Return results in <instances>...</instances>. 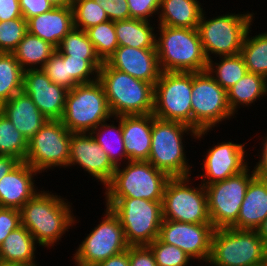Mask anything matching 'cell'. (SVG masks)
I'll return each mask as SVG.
<instances>
[{"label": "cell", "mask_w": 267, "mask_h": 266, "mask_svg": "<svg viewBox=\"0 0 267 266\" xmlns=\"http://www.w3.org/2000/svg\"><path fill=\"white\" fill-rule=\"evenodd\" d=\"M56 194L41 188L20 209L21 225L32 234L42 249L59 245L63 235L79 223L73 213L72 203Z\"/></svg>", "instance_id": "obj_1"}, {"label": "cell", "mask_w": 267, "mask_h": 266, "mask_svg": "<svg viewBox=\"0 0 267 266\" xmlns=\"http://www.w3.org/2000/svg\"><path fill=\"white\" fill-rule=\"evenodd\" d=\"M192 72H161L154 85L153 115L192 127Z\"/></svg>", "instance_id": "obj_13"}, {"label": "cell", "mask_w": 267, "mask_h": 266, "mask_svg": "<svg viewBox=\"0 0 267 266\" xmlns=\"http://www.w3.org/2000/svg\"><path fill=\"white\" fill-rule=\"evenodd\" d=\"M79 166L89 176L106 186L112 179L116 167L107 153L90 133H72L68 167Z\"/></svg>", "instance_id": "obj_18"}, {"label": "cell", "mask_w": 267, "mask_h": 266, "mask_svg": "<svg viewBox=\"0 0 267 266\" xmlns=\"http://www.w3.org/2000/svg\"><path fill=\"white\" fill-rule=\"evenodd\" d=\"M209 132L211 133V131L197 132L184 123L161 120L152 114L151 149L148 162L170 177L191 176L193 165L188 163L184 137L191 135V138L200 140L204 139L203 137Z\"/></svg>", "instance_id": "obj_2"}, {"label": "cell", "mask_w": 267, "mask_h": 266, "mask_svg": "<svg viewBox=\"0 0 267 266\" xmlns=\"http://www.w3.org/2000/svg\"><path fill=\"white\" fill-rule=\"evenodd\" d=\"M156 50L161 72H200L207 70L197 28L157 25Z\"/></svg>", "instance_id": "obj_3"}, {"label": "cell", "mask_w": 267, "mask_h": 266, "mask_svg": "<svg viewBox=\"0 0 267 266\" xmlns=\"http://www.w3.org/2000/svg\"><path fill=\"white\" fill-rule=\"evenodd\" d=\"M205 13L203 10L197 30L207 60L239 54L246 33L253 26L255 14L249 11L243 14L228 12L208 19Z\"/></svg>", "instance_id": "obj_5"}, {"label": "cell", "mask_w": 267, "mask_h": 266, "mask_svg": "<svg viewBox=\"0 0 267 266\" xmlns=\"http://www.w3.org/2000/svg\"><path fill=\"white\" fill-rule=\"evenodd\" d=\"M267 96V78L247 72L235 85L227 90V102L232 113L238 114L239 108L255 104V101ZM241 106V107H240Z\"/></svg>", "instance_id": "obj_28"}, {"label": "cell", "mask_w": 267, "mask_h": 266, "mask_svg": "<svg viewBox=\"0 0 267 266\" xmlns=\"http://www.w3.org/2000/svg\"><path fill=\"white\" fill-rule=\"evenodd\" d=\"M192 128L212 131L214 127L236 116L227 102V91L207 71L192 72Z\"/></svg>", "instance_id": "obj_10"}, {"label": "cell", "mask_w": 267, "mask_h": 266, "mask_svg": "<svg viewBox=\"0 0 267 266\" xmlns=\"http://www.w3.org/2000/svg\"><path fill=\"white\" fill-rule=\"evenodd\" d=\"M170 178L167 173L156 169L148 161H127L116 167L111 181L103 187L104 195L105 198H135L162 202L164 189Z\"/></svg>", "instance_id": "obj_6"}, {"label": "cell", "mask_w": 267, "mask_h": 266, "mask_svg": "<svg viewBox=\"0 0 267 266\" xmlns=\"http://www.w3.org/2000/svg\"><path fill=\"white\" fill-rule=\"evenodd\" d=\"M214 228L211 223H185L163 219L158 239L182 249L192 260L201 264L209 261Z\"/></svg>", "instance_id": "obj_16"}, {"label": "cell", "mask_w": 267, "mask_h": 266, "mask_svg": "<svg viewBox=\"0 0 267 266\" xmlns=\"http://www.w3.org/2000/svg\"><path fill=\"white\" fill-rule=\"evenodd\" d=\"M203 10L200 0H161L157 25L197 28Z\"/></svg>", "instance_id": "obj_27"}, {"label": "cell", "mask_w": 267, "mask_h": 266, "mask_svg": "<svg viewBox=\"0 0 267 266\" xmlns=\"http://www.w3.org/2000/svg\"><path fill=\"white\" fill-rule=\"evenodd\" d=\"M56 50L71 58H99L86 31L75 27L63 37Z\"/></svg>", "instance_id": "obj_38"}, {"label": "cell", "mask_w": 267, "mask_h": 266, "mask_svg": "<svg viewBox=\"0 0 267 266\" xmlns=\"http://www.w3.org/2000/svg\"><path fill=\"white\" fill-rule=\"evenodd\" d=\"M130 266H157L154 255L147 245L129 246Z\"/></svg>", "instance_id": "obj_46"}, {"label": "cell", "mask_w": 267, "mask_h": 266, "mask_svg": "<svg viewBox=\"0 0 267 266\" xmlns=\"http://www.w3.org/2000/svg\"><path fill=\"white\" fill-rule=\"evenodd\" d=\"M107 63L118 71L153 85L161 74L156 49L118 46Z\"/></svg>", "instance_id": "obj_20"}, {"label": "cell", "mask_w": 267, "mask_h": 266, "mask_svg": "<svg viewBox=\"0 0 267 266\" xmlns=\"http://www.w3.org/2000/svg\"><path fill=\"white\" fill-rule=\"evenodd\" d=\"M21 226L20 210L0 207V246L8 235Z\"/></svg>", "instance_id": "obj_44"}, {"label": "cell", "mask_w": 267, "mask_h": 266, "mask_svg": "<svg viewBox=\"0 0 267 266\" xmlns=\"http://www.w3.org/2000/svg\"><path fill=\"white\" fill-rule=\"evenodd\" d=\"M54 7H71L73 0H48Z\"/></svg>", "instance_id": "obj_53"}, {"label": "cell", "mask_w": 267, "mask_h": 266, "mask_svg": "<svg viewBox=\"0 0 267 266\" xmlns=\"http://www.w3.org/2000/svg\"><path fill=\"white\" fill-rule=\"evenodd\" d=\"M93 266H130L129 247L127 248V250L109 257L105 261L94 264Z\"/></svg>", "instance_id": "obj_50"}, {"label": "cell", "mask_w": 267, "mask_h": 266, "mask_svg": "<svg viewBox=\"0 0 267 266\" xmlns=\"http://www.w3.org/2000/svg\"><path fill=\"white\" fill-rule=\"evenodd\" d=\"M0 266H29L26 264H16V263H0Z\"/></svg>", "instance_id": "obj_54"}, {"label": "cell", "mask_w": 267, "mask_h": 266, "mask_svg": "<svg viewBox=\"0 0 267 266\" xmlns=\"http://www.w3.org/2000/svg\"><path fill=\"white\" fill-rule=\"evenodd\" d=\"M56 51L50 43L27 32L12 52L22 69H41Z\"/></svg>", "instance_id": "obj_31"}, {"label": "cell", "mask_w": 267, "mask_h": 266, "mask_svg": "<svg viewBox=\"0 0 267 266\" xmlns=\"http://www.w3.org/2000/svg\"><path fill=\"white\" fill-rule=\"evenodd\" d=\"M86 33L93 43L97 56L102 62H107L119 46L115 33V22L108 20L87 29Z\"/></svg>", "instance_id": "obj_36"}, {"label": "cell", "mask_w": 267, "mask_h": 266, "mask_svg": "<svg viewBox=\"0 0 267 266\" xmlns=\"http://www.w3.org/2000/svg\"><path fill=\"white\" fill-rule=\"evenodd\" d=\"M112 116L153 114L154 85L103 62L98 71Z\"/></svg>", "instance_id": "obj_4"}, {"label": "cell", "mask_w": 267, "mask_h": 266, "mask_svg": "<svg viewBox=\"0 0 267 266\" xmlns=\"http://www.w3.org/2000/svg\"><path fill=\"white\" fill-rule=\"evenodd\" d=\"M257 232L267 246V217L263 220L262 224L257 229Z\"/></svg>", "instance_id": "obj_52"}, {"label": "cell", "mask_w": 267, "mask_h": 266, "mask_svg": "<svg viewBox=\"0 0 267 266\" xmlns=\"http://www.w3.org/2000/svg\"><path fill=\"white\" fill-rule=\"evenodd\" d=\"M252 27L248 29L240 54L248 72L267 78V32L252 36ZM251 34V35H250Z\"/></svg>", "instance_id": "obj_33"}, {"label": "cell", "mask_w": 267, "mask_h": 266, "mask_svg": "<svg viewBox=\"0 0 267 266\" xmlns=\"http://www.w3.org/2000/svg\"><path fill=\"white\" fill-rule=\"evenodd\" d=\"M39 244L24 227L13 230L0 246V263L26 264L39 266L36 260V249Z\"/></svg>", "instance_id": "obj_26"}, {"label": "cell", "mask_w": 267, "mask_h": 266, "mask_svg": "<svg viewBox=\"0 0 267 266\" xmlns=\"http://www.w3.org/2000/svg\"><path fill=\"white\" fill-rule=\"evenodd\" d=\"M28 141L12 122L0 111V155L25 161Z\"/></svg>", "instance_id": "obj_35"}, {"label": "cell", "mask_w": 267, "mask_h": 266, "mask_svg": "<svg viewBox=\"0 0 267 266\" xmlns=\"http://www.w3.org/2000/svg\"><path fill=\"white\" fill-rule=\"evenodd\" d=\"M122 134L129 161H148L151 149L152 114L122 115Z\"/></svg>", "instance_id": "obj_24"}, {"label": "cell", "mask_w": 267, "mask_h": 266, "mask_svg": "<svg viewBox=\"0 0 267 266\" xmlns=\"http://www.w3.org/2000/svg\"><path fill=\"white\" fill-rule=\"evenodd\" d=\"M73 28L72 7H53L50 11L27 20L28 33L50 43L56 49Z\"/></svg>", "instance_id": "obj_22"}, {"label": "cell", "mask_w": 267, "mask_h": 266, "mask_svg": "<svg viewBox=\"0 0 267 266\" xmlns=\"http://www.w3.org/2000/svg\"><path fill=\"white\" fill-rule=\"evenodd\" d=\"M74 27L87 30L109 20L106 12L95 0H73Z\"/></svg>", "instance_id": "obj_37"}, {"label": "cell", "mask_w": 267, "mask_h": 266, "mask_svg": "<svg viewBox=\"0 0 267 266\" xmlns=\"http://www.w3.org/2000/svg\"><path fill=\"white\" fill-rule=\"evenodd\" d=\"M27 32L25 18L0 21V53H12Z\"/></svg>", "instance_id": "obj_41"}, {"label": "cell", "mask_w": 267, "mask_h": 266, "mask_svg": "<svg viewBox=\"0 0 267 266\" xmlns=\"http://www.w3.org/2000/svg\"><path fill=\"white\" fill-rule=\"evenodd\" d=\"M130 18L152 22L158 16L161 0H127ZM151 19V20H150Z\"/></svg>", "instance_id": "obj_43"}, {"label": "cell", "mask_w": 267, "mask_h": 266, "mask_svg": "<svg viewBox=\"0 0 267 266\" xmlns=\"http://www.w3.org/2000/svg\"><path fill=\"white\" fill-rule=\"evenodd\" d=\"M62 56L65 60H68L69 74L78 84H87L98 80V71L103 64L100 58Z\"/></svg>", "instance_id": "obj_40"}, {"label": "cell", "mask_w": 267, "mask_h": 266, "mask_svg": "<svg viewBox=\"0 0 267 266\" xmlns=\"http://www.w3.org/2000/svg\"><path fill=\"white\" fill-rule=\"evenodd\" d=\"M112 117L102 84L76 85L68 90L62 124L72 133H90Z\"/></svg>", "instance_id": "obj_9"}, {"label": "cell", "mask_w": 267, "mask_h": 266, "mask_svg": "<svg viewBox=\"0 0 267 266\" xmlns=\"http://www.w3.org/2000/svg\"><path fill=\"white\" fill-rule=\"evenodd\" d=\"M219 61L208 60L207 71L226 91L248 72L241 54L218 56Z\"/></svg>", "instance_id": "obj_32"}, {"label": "cell", "mask_w": 267, "mask_h": 266, "mask_svg": "<svg viewBox=\"0 0 267 266\" xmlns=\"http://www.w3.org/2000/svg\"><path fill=\"white\" fill-rule=\"evenodd\" d=\"M20 161L11 156L0 155V180L9 172H11Z\"/></svg>", "instance_id": "obj_51"}, {"label": "cell", "mask_w": 267, "mask_h": 266, "mask_svg": "<svg viewBox=\"0 0 267 266\" xmlns=\"http://www.w3.org/2000/svg\"><path fill=\"white\" fill-rule=\"evenodd\" d=\"M23 91L48 120H61L68 93L66 88L52 83L41 69H28L23 75Z\"/></svg>", "instance_id": "obj_19"}, {"label": "cell", "mask_w": 267, "mask_h": 266, "mask_svg": "<svg viewBox=\"0 0 267 266\" xmlns=\"http://www.w3.org/2000/svg\"><path fill=\"white\" fill-rule=\"evenodd\" d=\"M71 135L60 120H47L28 141L25 162L38 173L55 167L67 168Z\"/></svg>", "instance_id": "obj_15"}, {"label": "cell", "mask_w": 267, "mask_h": 266, "mask_svg": "<svg viewBox=\"0 0 267 266\" xmlns=\"http://www.w3.org/2000/svg\"><path fill=\"white\" fill-rule=\"evenodd\" d=\"M109 120L103 121L95 129H93L90 134L107 153L112 164L115 167H118L129 161L123 142L122 116H112ZM114 120H116V123L118 122V124L115 125ZM107 121L110 123H107Z\"/></svg>", "instance_id": "obj_29"}, {"label": "cell", "mask_w": 267, "mask_h": 266, "mask_svg": "<svg viewBox=\"0 0 267 266\" xmlns=\"http://www.w3.org/2000/svg\"><path fill=\"white\" fill-rule=\"evenodd\" d=\"M0 111L15 128L29 141L47 122L33 100L23 90L0 106Z\"/></svg>", "instance_id": "obj_23"}, {"label": "cell", "mask_w": 267, "mask_h": 266, "mask_svg": "<svg viewBox=\"0 0 267 266\" xmlns=\"http://www.w3.org/2000/svg\"><path fill=\"white\" fill-rule=\"evenodd\" d=\"M267 217V179L258 174L250 181L237 221L231 226L239 230H257Z\"/></svg>", "instance_id": "obj_25"}, {"label": "cell", "mask_w": 267, "mask_h": 266, "mask_svg": "<svg viewBox=\"0 0 267 266\" xmlns=\"http://www.w3.org/2000/svg\"><path fill=\"white\" fill-rule=\"evenodd\" d=\"M261 146L260 149L258 150V154L260 155H255L259 156L258 162H256L255 167L257 170V174L261 176L262 178L267 179V131L265 136L261 137Z\"/></svg>", "instance_id": "obj_49"}, {"label": "cell", "mask_w": 267, "mask_h": 266, "mask_svg": "<svg viewBox=\"0 0 267 266\" xmlns=\"http://www.w3.org/2000/svg\"><path fill=\"white\" fill-rule=\"evenodd\" d=\"M41 70L52 83L63 86L67 90L79 85L69 74L68 60H65L57 50L46 61Z\"/></svg>", "instance_id": "obj_42"}, {"label": "cell", "mask_w": 267, "mask_h": 266, "mask_svg": "<svg viewBox=\"0 0 267 266\" xmlns=\"http://www.w3.org/2000/svg\"><path fill=\"white\" fill-rule=\"evenodd\" d=\"M105 206L117 215L129 246L152 243L163 221L162 202L135 198H104Z\"/></svg>", "instance_id": "obj_8"}, {"label": "cell", "mask_w": 267, "mask_h": 266, "mask_svg": "<svg viewBox=\"0 0 267 266\" xmlns=\"http://www.w3.org/2000/svg\"><path fill=\"white\" fill-rule=\"evenodd\" d=\"M251 167L252 165L223 181L204 186L208 213L214 229L231 227L237 221L247 187L257 175L256 167H252V170Z\"/></svg>", "instance_id": "obj_14"}, {"label": "cell", "mask_w": 267, "mask_h": 266, "mask_svg": "<svg viewBox=\"0 0 267 266\" xmlns=\"http://www.w3.org/2000/svg\"><path fill=\"white\" fill-rule=\"evenodd\" d=\"M191 180V176L168 180L162 201L163 219L193 224L211 223L206 189L201 182L193 186Z\"/></svg>", "instance_id": "obj_11"}, {"label": "cell", "mask_w": 267, "mask_h": 266, "mask_svg": "<svg viewBox=\"0 0 267 266\" xmlns=\"http://www.w3.org/2000/svg\"><path fill=\"white\" fill-rule=\"evenodd\" d=\"M257 266H267V262H265L264 264L257 265Z\"/></svg>", "instance_id": "obj_55"}, {"label": "cell", "mask_w": 267, "mask_h": 266, "mask_svg": "<svg viewBox=\"0 0 267 266\" xmlns=\"http://www.w3.org/2000/svg\"><path fill=\"white\" fill-rule=\"evenodd\" d=\"M246 146L247 142L235 143L230 140L214 143L213 147L207 149L201 163L202 174H198L196 179L201 178L199 181L206 186L244 171L250 164L249 159H245L248 158Z\"/></svg>", "instance_id": "obj_17"}, {"label": "cell", "mask_w": 267, "mask_h": 266, "mask_svg": "<svg viewBox=\"0 0 267 266\" xmlns=\"http://www.w3.org/2000/svg\"><path fill=\"white\" fill-rule=\"evenodd\" d=\"M105 207L100 223L77 246L72 256L74 266H93L129 247L119 218L110 207Z\"/></svg>", "instance_id": "obj_12"}, {"label": "cell", "mask_w": 267, "mask_h": 266, "mask_svg": "<svg viewBox=\"0 0 267 266\" xmlns=\"http://www.w3.org/2000/svg\"><path fill=\"white\" fill-rule=\"evenodd\" d=\"M267 246L257 230L232 227L214 229L206 266H257L264 264Z\"/></svg>", "instance_id": "obj_7"}, {"label": "cell", "mask_w": 267, "mask_h": 266, "mask_svg": "<svg viewBox=\"0 0 267 266\" xmlns=\"http://www.w3.org/2000/svg\"><path fill=\"white\" fill-rule=\"evenodd\" d=\"M38 173L25 161L20 162L0 180V207L20 210L39 191L35 181Z\"/></svg>", "instance_id": "obj_21"}, {"label": "cell", "mask_w": 267, "mask_h": 266, "mask_svg": "<svg viewBox=\"0 0 267 266\" xmlns=\"http://www.w3.org/2000/svg\"><path fill=\"white\" fill-rule=\"evenodd\" d=\"M22 16L26 21L50 11L54 6L48 0H19Z\"/></svg>", "instance_id": "obj_47"}, {"label": "cell", "mask_w": 267, "mask_h": 266, "mask_svg": "<svg viewBox=\"0 0 267 266\" xmlns=\"http://www.w3.org/2000/svg\"><path fill=\"white\" fill-rule=\"evenodd\" d=\"M153 22L140 19L115 21V33L119 46L156 49V29Z\"/></svg>", "instance_id": "obj_30"}, {"label": "cell", "mask_w": 267, "mask_h": 266, "mask_svg": "<svg viewBox=\"0 0 267 266\" xmlns=\"http://www.w3.org/2000/svg\"><path fill=\"white\" fill-rule=\"evenodd\" d=\"M24 18L19 0H0V21Z\"/></svg>", "instance_id": "obj_48"}, {"label": "cell", "mask_w": 267, "mask_h": 266, "mask_svg": "<svg viewBox=\"0 0 267 266\" xmlns=\"http://www.w3.org/2000/svg\"><path fill=\"white\" fill-rule=\"evenodd\" d=\"M106 12L110 21L130 19L127 0H95Z\"/></svg>", "instance_id": "obj_45"}, {"label": "cell", "mask_w": 267, "mask_h": 266, "mask_svg": "<svg viewBox=\"0 0 267 266\" xmlns=\"http://www.w3.org/2000/svg\"><path fill=\"white\" fill-rule=\"evenodd\" d=\"M147 246L151 249L157 266H192V259L179 247L164 243L158 238Z\"/></svg>", "instance_id": "obj_39"}, {"label": "cell", "mask_w": 267, "mask_h": 266, "mask_svg": "<svg viewBox=\"0 0 267 266\" xmlns=\"http://www.w3.org/2000/svg\"><path fill=\"white\" fill-rule=\"evenodd\" d=\"M23 75L12 53H0V106L23 90Z\"/></svg>", "instance_id": "obj_34"}]
</instances>
